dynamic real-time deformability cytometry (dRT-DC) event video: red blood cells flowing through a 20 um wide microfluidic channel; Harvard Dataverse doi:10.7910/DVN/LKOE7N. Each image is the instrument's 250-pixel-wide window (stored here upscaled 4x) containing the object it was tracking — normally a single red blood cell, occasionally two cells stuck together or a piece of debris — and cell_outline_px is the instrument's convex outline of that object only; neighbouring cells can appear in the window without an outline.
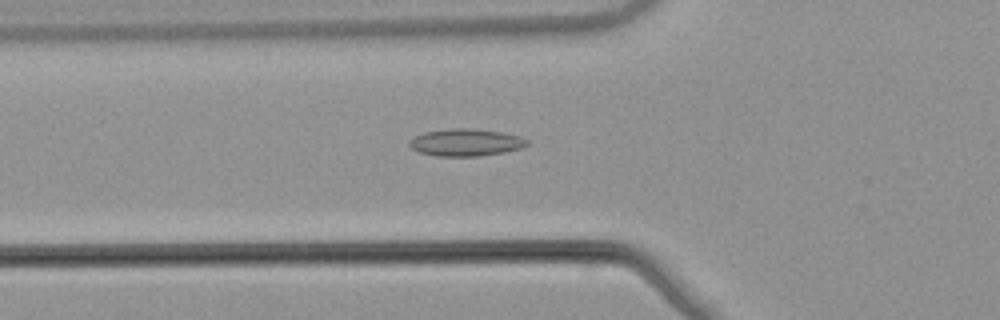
{"species": "common noctule bat (a hibernating species)", "species_latin": "Nyctalus noctula", "temperature_condition": "warm", "stored_images_in_passage": 48, "camera_frame_rate_fps": 3000, "um_per_image_px": 0.085, "animal": {"sex": "male", "body_mass_g": 21.5, "forearm_length_mm": 52.0}, "frame": {"image": 1, "passage_image": 19, "time_ms": 6.0, "image_size_px": [1000, 320], "cell_outline_px": [[528, 144], [520, 148], [504, 152], [480, 156], [436, 156], [420, 152], [412, 148], [408, 144], [416, 136], [424, 132], [452, 128], [476, 128], [500, 132], [520, 136], [528, 140]], "centroid_in_image_um": [39.61, 12.1], "position_along_channel_um": 86.2, "area_um2": 18.55}}
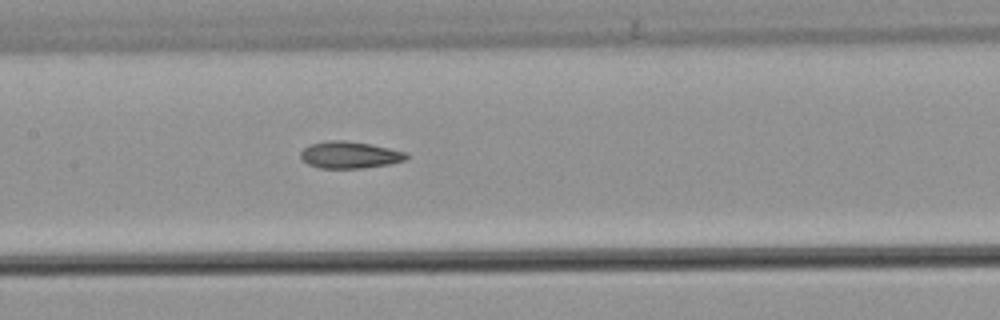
{"frame": {"image": 2, "passage_image": 26, "time_ms": 8.333, "image_size_px": [1000, 320], "cell_outline_px": [[408, 160], [388, 164], [364, 168], [320, 168], [308, 164], [300, 156], [300, 152], [308, 144], [328, 140], [344, 140], [368, 144], [388, 148], [404, 152], [408, 156]], "centroid_in_image_um": [29.69, 13.17], "position_along_channel_um": 177.7, "area_um2": 16.47}}
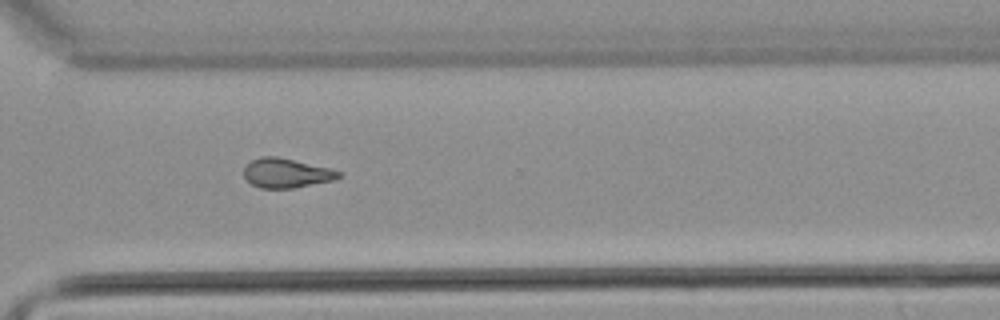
{"frame": {"image": 3, "passage_image": 39, "time_ms": 12.667, "image_size_px": [1000, 320], "cell_outline_px": [[340, 176], [332, 180], [292, 188], [260, 188], [252, 184], [244, 176], [244, 168], [252, 160], [260, 156], [276, 156], [328, 168], [340, 172]], "centroid_in_image_um": [24.28, 14.71], "position_along_channel_um": 346.3, "area_um2": 15.84}}